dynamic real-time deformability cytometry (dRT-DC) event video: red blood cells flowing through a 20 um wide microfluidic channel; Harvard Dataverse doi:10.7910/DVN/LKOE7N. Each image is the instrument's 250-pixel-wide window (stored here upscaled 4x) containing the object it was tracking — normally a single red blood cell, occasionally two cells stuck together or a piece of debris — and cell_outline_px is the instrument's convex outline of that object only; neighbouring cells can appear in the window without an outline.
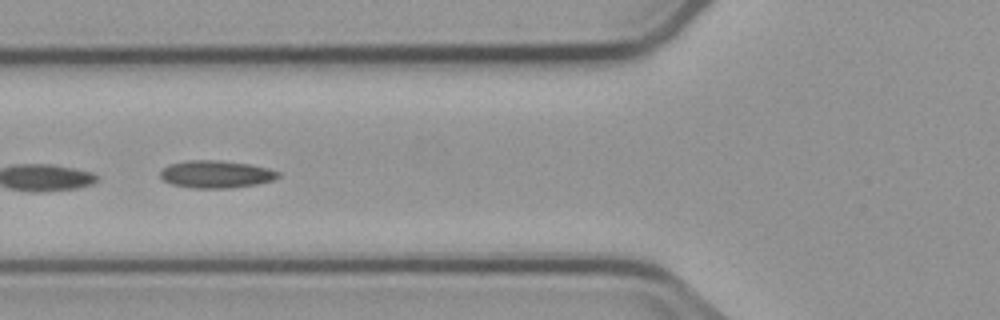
{"species": "common noctule bat (a hibernating species)", "species_latin": "Nyctalus noctula", "temperature_condition": "cold", "stored_images_in_passage": 5, "camera_frame_rate_fps": 3000, "um_per_image_px": 0.085, "animal": {"sex": "male", "body_mass_g": 23.1, "forearm_length_mm": 52.7}, "frame": {"image": 1, "passage_image": 2, "time_ms": 1.333, "image_size_px": [1000, 320], "cell_outline_px": [[280, 176], [272, 180], [256, 184], [228, 188], [192, 188], [172, 184], [164, 180], [160, 176], [160, 172], [168, 164], [188, 160], [216, 160], [248, 164], [268, 168], [280, 172]], "centroid_in_image_um": [18.35, 14.81], "position_along_channel_um": 107.5, "area_um2": 18.73}}
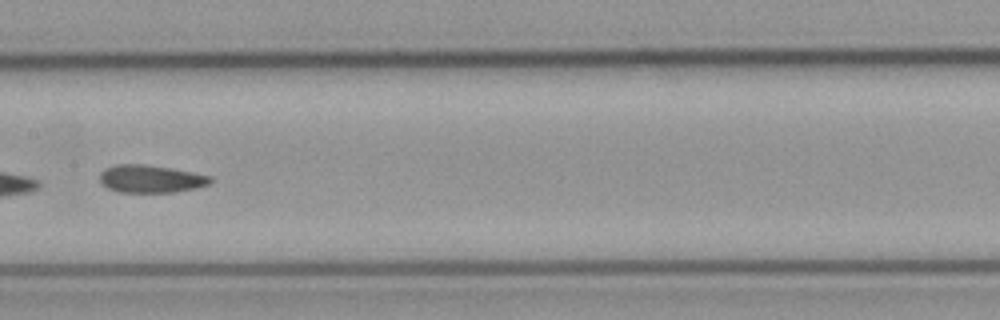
{"frame": {"image": 2, "passage_image": 4, "time_ms": 3.667, "image_size_px": [1000, 320], "cell_outline_px": [[212, 180], [208, 184], [192, 188], [172, 192], [120, 192], [108, 188], [100, 184], [100, 172], [104, 168], [116, 164], [144, 164], [172, 168], [208, 176]], "centroid_in_image_um": [12.71, 15.19], "position_along_channel_um": 194.7, "area_um2": 17.63}}
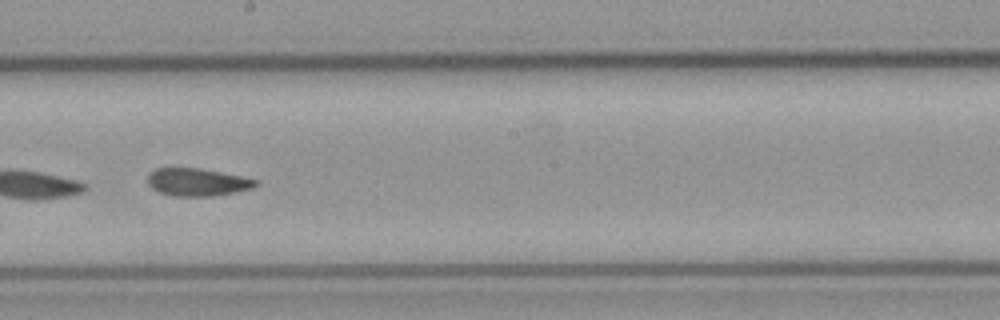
{"frame": {"image": 3, "passage_image": 5, "time_ms": 4.667, "image_size_px": [1000, 320], "cell_outline_px": [[260, 184], [252, 188], [212, 196], [172, 196], [160, 192], [152, 188], [148, 184], [148, 172], [156, 168], [200, 168], [240, 176], [256, 180]], "centroid_in_image_um": [16.73, 15.47], "position_along_channel_um": 231.5, "area_um2": 17.28}}